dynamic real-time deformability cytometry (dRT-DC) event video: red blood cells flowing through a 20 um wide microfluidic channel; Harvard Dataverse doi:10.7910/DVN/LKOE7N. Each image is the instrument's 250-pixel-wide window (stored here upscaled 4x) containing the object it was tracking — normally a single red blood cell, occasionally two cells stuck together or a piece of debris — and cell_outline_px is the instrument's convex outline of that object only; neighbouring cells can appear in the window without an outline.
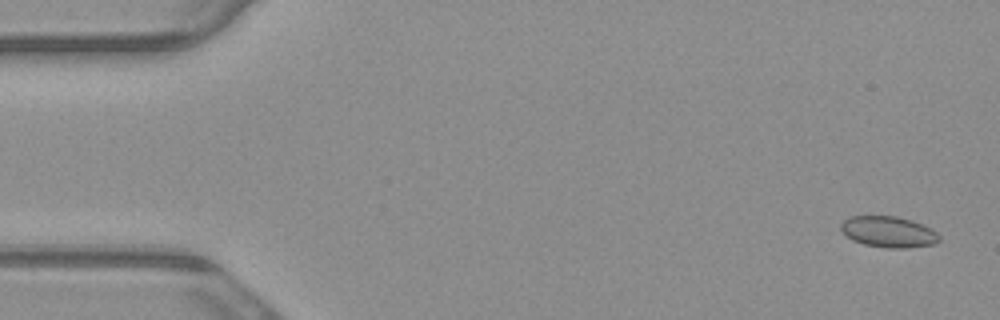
{"species": "common noctule bat (a hibernating species)", "species_latin": "Nyctalus noctula", "temperature_condition": "warm", "stored_images_in_passage": 4, "camera_frame_rate_fps": 3000, "um_per_image_px": 0.085, "animal": {"sex": "male", "body_mass_g": 23.1, "forearm_length_mm": 52.7}, "frame": {"image": 1, "passage_image": 1, "time_ms": 0.0, "image_size_px": [1000, 320], "cell_outline_px": [[940, 240], [932, 244], [908, 248], [888, 248], [864, 244], [852, 240], [840, 228], [840, 224], [844, 220], [852, 216], [896, 216], [912, 220], [936, 232], [940, 236]], "centroid_in_image_um": [75.51, 19.71], "position_along_channel_um": 9.5, "area_um2": 17.57}}
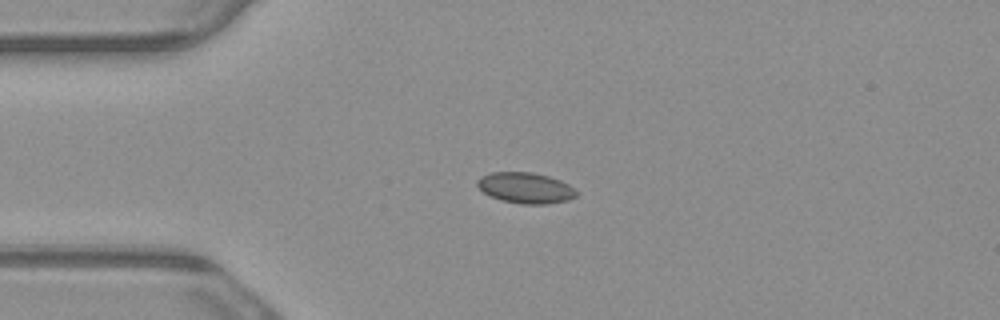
{"frame": {"image": 2, "passage_image": 4, "time_ms": 1.0, "image_size_px": [1000, 320], "cell_outline_px": [[580, 192], [576, 196], [568, 200], [544, 204], [520, 204], [500, 200], [484, 192], [476, 184], [476, 180], [480, 176], [492, 172], [532, 172], [548, 176], [560, 180], [568, 184]], "centroid_in_image_um": [44.68, 15.97], "position_along_channel_um": 40.3, "area_um2": 17.86}}